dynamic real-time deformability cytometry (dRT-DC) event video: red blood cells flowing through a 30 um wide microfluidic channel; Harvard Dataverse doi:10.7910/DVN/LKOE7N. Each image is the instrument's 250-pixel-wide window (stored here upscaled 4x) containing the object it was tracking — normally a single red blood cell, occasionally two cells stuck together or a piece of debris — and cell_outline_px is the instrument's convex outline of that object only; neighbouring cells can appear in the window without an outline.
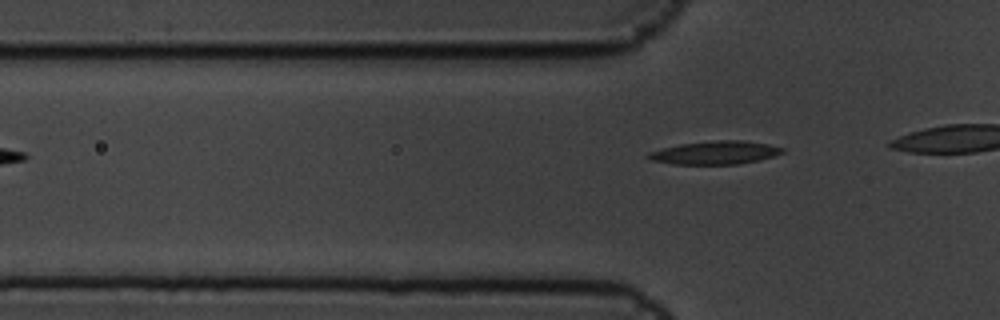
{"species": "common noctule bat (a hibernating species)", "species_latin": "Nyctalus noctula", "temperature_condition": "cold", "stored_images_in_passage": 3, "camera_frame_rate_fps": 3000, "um_per_image_px": 0.085, "animal": {"sex": "male", "body_mass_g": 19.5, "forearm_length_mm": 54.6}, "frame": {"image": 1, "passage_image": 3, "time_ms": 0.667, "image_size_px": [1000, 320], "cell_outline_px": [[784, 152], [760, 160], [740, 164], [672, 164], [652, 160], [644, 156], [648, 152], [680, 144], [720, 140], [744, 140], [768, 144], [784, 148]], "centroid_in_image_um": [60.79, 12.98], "position_along_channel_um": 65.0, "area_um2": 18.09}}